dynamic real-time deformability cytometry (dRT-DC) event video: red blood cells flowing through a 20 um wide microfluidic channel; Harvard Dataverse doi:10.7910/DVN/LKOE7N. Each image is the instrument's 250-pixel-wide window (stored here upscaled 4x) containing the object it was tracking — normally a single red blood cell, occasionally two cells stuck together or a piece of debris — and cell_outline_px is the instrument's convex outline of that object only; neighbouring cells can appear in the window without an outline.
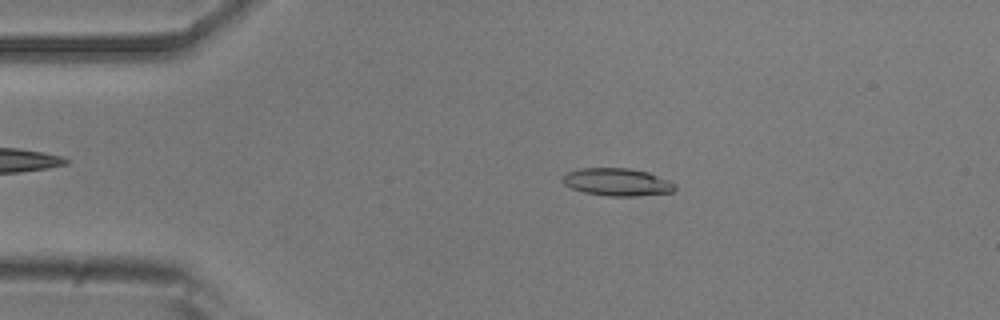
{"species": "common noctule bat (a hibernating species)", "species_latin": "Nyctalus noctula", "temperature_condition": "room temperature", "stored_images_in_passage": 45, "camera_frame_rate_fps": 3000, "um_per_image_px": 0.085, "animal": {"sex": "male", "body_mass_g": 20.5, "forearm_length_mm": 52.5}, "frame": {"image": 1, "passage_image": 3, "time_ms": 0.667, "image_size_px": [1000, 320], "cell_outline_px": [[676, 188], [672, 192], [636, 196], [608, 196], [584, 192], [572, 188], [564, 184], [564, 176], [568, 172], [580, 168], [628, 168], [648, 172], [668, 180], [676, 184]], "centroid_in_image_um": [52.49, 15.47], "position_along_channel_um": 32.5, "area_um2": 17.92}}
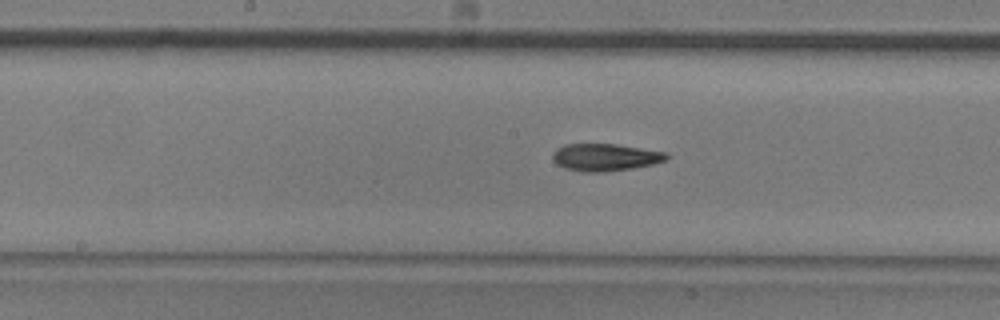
{"frame": {"image": 2, "passage_image": 19, "time_ms": 6.0, "image_size_px": [1000, 320], "cell_outline_px": [[668, 156], [664, 160], [652, 164], [632, 168], [604, 172], [584, 172], [564, 168], [556, 164], [552, 160], [552, 156], [556, 148], [564, 144], [616, 144], [664, 152]], "centroid_in_image_um": [51.36, 13.37], "position_along_channel_um": 196.8, "area_um2": 17.98}}
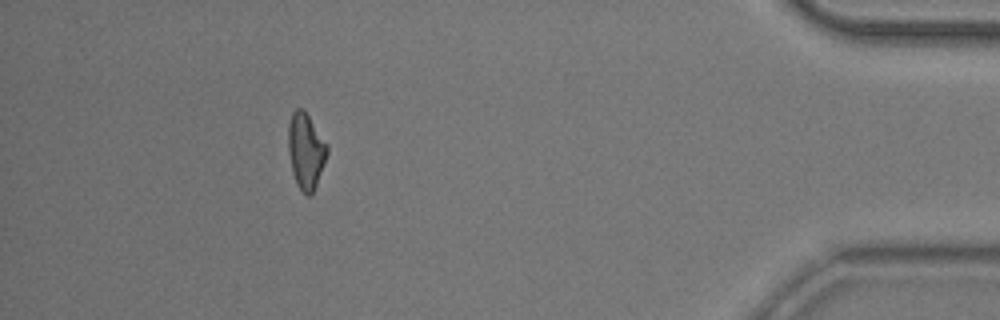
{"frame": {"image": 3, "passage_image": 40, "time_ms": 13.0, "image_size_px": [1000, 320], "cell_outline_px": [[328, 152], [316, 184], [312, 192], [308, 196], [296, 184], [292, 172], [288, 152], [288, 124], [292, 112], [296, 108], [300, 108], [308, 116], [328, 144]], "centroid_in_image_um": [25.98, 12.81], "position_along_channel_um": 409.2, "area_um2": 16.94}, "authors_computed_cell_mechanics": {"area_um2": 17.6868, "velocity_mm_per_s": 3.8396, "shape_relaxation_time_tau1_ms": 7.6547, "shape_relaxation_time_tau2_ms": 4.0702, "deformation_change_tau1": 0.1894, "deformation_change_tau2": 0.1247}}